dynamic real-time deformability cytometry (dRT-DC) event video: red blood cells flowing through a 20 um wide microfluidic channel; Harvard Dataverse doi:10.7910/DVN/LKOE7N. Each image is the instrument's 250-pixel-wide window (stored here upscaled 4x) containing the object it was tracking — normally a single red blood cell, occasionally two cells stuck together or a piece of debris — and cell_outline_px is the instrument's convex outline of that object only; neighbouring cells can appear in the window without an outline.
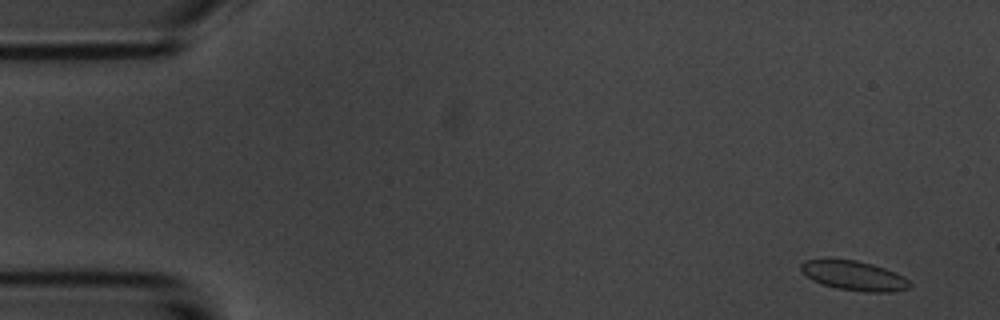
{"species": "common noctule bat (a hibernating species)", "species_latin": "Nyctalus noctula", "temperature_condition": "room temperature", "stored_images_in_passage": 2, "camera_frame_rate_fps": 3000, "um_per_image_px": 0.085, "animal": {"sex": "male", "body_mass_g": 20.1, "forearm_length_mm": 53.5}, "frame": {"image": 1, "passage_image": 2, "time_ms": 1.333, "image_size_px": [1000, 320], "cell_outline_px": [[912, 284], [908, 288], [892, 292], [864, 292], [836, 288], [812, 280], [800, 268], [800, 264], [804, 260], [824, 256], [828, 256], [856, 260], [872, 264], [896, 272], [904, 276]], "centroid_in_image_um": [72.54, 23.38], "position_along_channel_um": 12.5, "area_um2": 19.31}}